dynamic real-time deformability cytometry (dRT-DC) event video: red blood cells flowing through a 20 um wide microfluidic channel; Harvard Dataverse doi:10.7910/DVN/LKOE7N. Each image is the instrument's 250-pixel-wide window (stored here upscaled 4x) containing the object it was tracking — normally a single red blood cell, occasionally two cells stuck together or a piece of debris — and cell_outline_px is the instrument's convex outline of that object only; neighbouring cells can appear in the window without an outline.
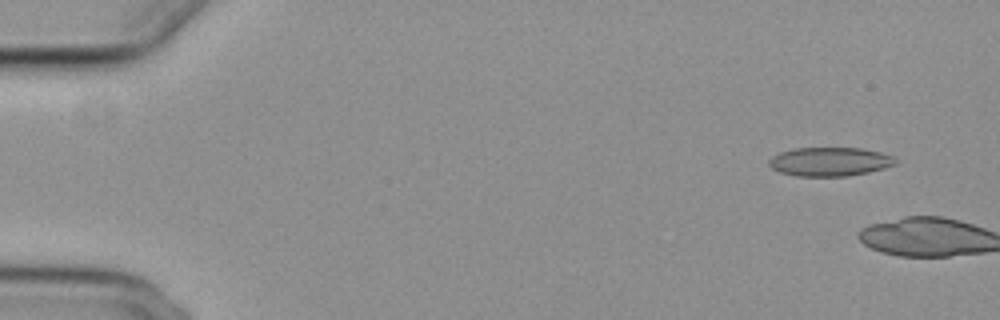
{"species": "common noctule bat (a hibernating species)", "species_latin": "Nyctalus noctula", "temperature_condition": "cold", "stored_images_in_passage": 6, "camera_frame_rate_fps": 3000, "um_per_image_px": 0.085, "animal": {"sex": "female", "body_mass_g": 29.2, "forearm_length_mm": 56.3}, "frame": {"image": 1, "passage_image": 5, "time_ms": 1.333, "image_size_px": [1000, 320], "cell_outline_px": [[896, 164], [884, 168], [868, 172], [848, 176], [796, 176], [780, 172], [772, 168], [768, 164], [768, 160], [772, 156], [780, 152], [792, 148], [860, 148], [880, 152], [896, 156]], "centroid_in_image_um": [70.53, 13.74], "position_along_channel_um": 14.5, "area_um2": 21.39}}